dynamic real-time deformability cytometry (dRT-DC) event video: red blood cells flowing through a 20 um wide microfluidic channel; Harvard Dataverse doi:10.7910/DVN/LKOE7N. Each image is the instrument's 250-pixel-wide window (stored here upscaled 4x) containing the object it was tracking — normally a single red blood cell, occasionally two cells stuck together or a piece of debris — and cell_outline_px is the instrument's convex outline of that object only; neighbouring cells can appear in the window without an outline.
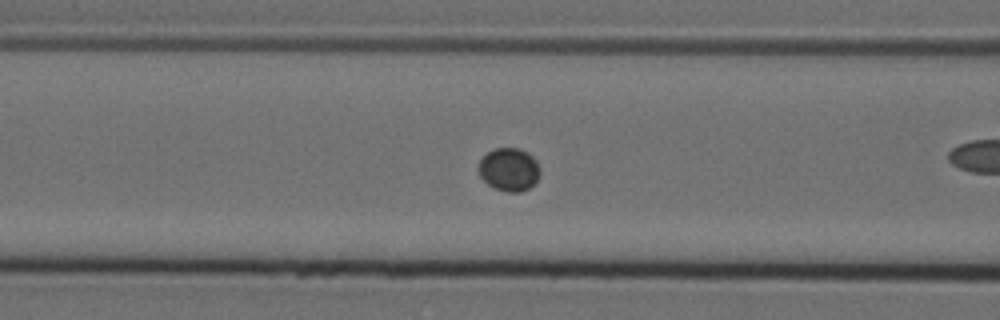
{"species": "Egyptian fruit bat (a non-hibernating species)", "species_latin": "Rousettus aegyptiacus", "temperature_condition": "cold", "stored_images_in_passage": 40, "camera_frame_rate_fps": 3000, "um_per_image_px": 0.085, "animal": {"sex": "female"}, "frame": {"image": 1, "passage_image": 6, "time_ms": 1.667, "image_size_px": [1000, 320], "cell_outline_px": [[540, 172], [536, 184], [520, 192], [508, 192], [496, 188], [488, 184], [480, 176], [476, 168], [480, 160], [488, 152], [496, 148], [520, 148], [528, 152], [536, 160], [540, 168]], "centroid_in_image_um": [43.28, 14.4], "position_along_channel_um": 123.3, "area_um2": 15.61}}
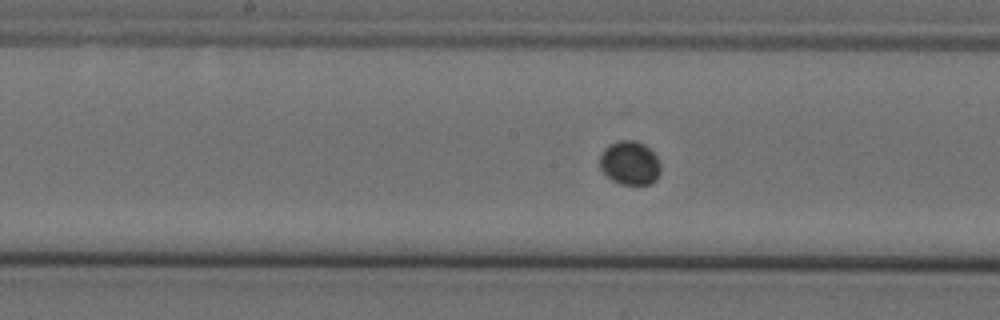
{"frame": {"image": 2, "passage_image": 12, "time_ms": 3.667, "image_size_px": [1000, 320], "cell_outline_px": [[660, 172], [656, 180], [652, 184], [620, 184], [612, 180], [600, 168], [600, 156], [604, 148], [608, 144], [620, 140], [636, 140], [644, 144], [656, 156], [660, 164]], "centroid_in_image_um": [53.53, 13.85], "position_along_channel_um": 194.7, "area_um2": 15.55}}
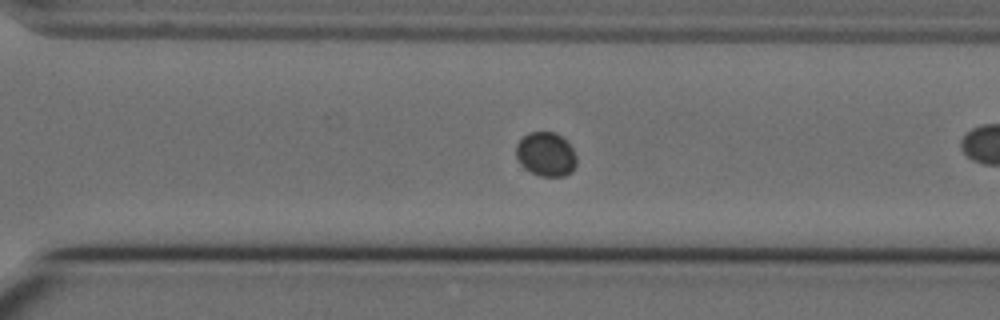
{"frame": {"image": 3, "passage_image": 23, "time_ms": 7.333, "image_size_px": [1000, 320], "cell_outline_px": [[576, 164], [572, 172], [564, 176], [540, 176], [524, 168], [520, 164], [516, 156], [516, 144], [528, 132], [556, 132], [568, 140], [576, 156]], "centroid_in_image_um": [46.42, 13.1], "position_along_channel_um": 324.2, "area_um2": 15.72}}